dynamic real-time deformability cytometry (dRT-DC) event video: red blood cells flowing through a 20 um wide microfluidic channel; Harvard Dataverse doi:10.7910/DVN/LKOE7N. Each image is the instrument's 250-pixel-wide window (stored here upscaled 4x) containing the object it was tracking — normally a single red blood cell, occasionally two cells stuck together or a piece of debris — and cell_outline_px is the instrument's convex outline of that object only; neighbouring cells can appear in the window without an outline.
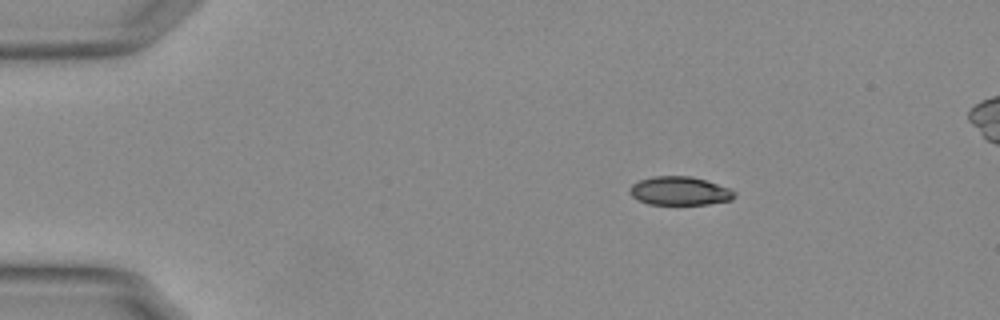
{"species": "Egyptian fruit bat (a non-hibernating species)", "species_latin": "Rousettus aegyptiacus", "temperature_condition": "warm", "stored_images_in_passage": 48, "camera_frame_rate_fps": 3000, "um_per_image_px": 0.085, "animal": {"sex": "female"}, "frame": {"image": 1, "passage_image": 1, "time_ms": 0.0, "image_size_px": [1000, 320], "cell_outline_px": [[736, 196], [732, 200], [708, 204], [648, 204], [636, 200], [628, 192], [628, 188], [632, 184], [640, 180], [652, 176], [692, 176], [732, 188], [736, 192]], "centroid_in_image_um": [57.78, 16.23], "position_along_channel_um": 27.2, "area_um2": 17.74}}
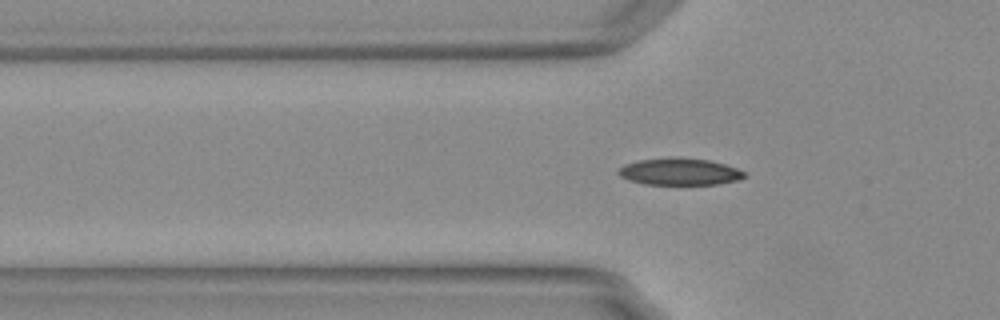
{"frame": {"image": 2, "passage_image": 10, "time_ms": 3.0, "image_size_px": [1000, 320], "cell_outline_px": [[748, 176], [740, 180], [716, 184], [644, 184], [628, 180], [620, 176], [616, 172], [624, 164], [640, 160], [676, 156], [708, 160], [724, 164], [736, 168], [744, 172]], "centroid_in_image_um": [57.76, 14.58], "position_along_channel_um": 68.0, "area_um2": 19.88}}
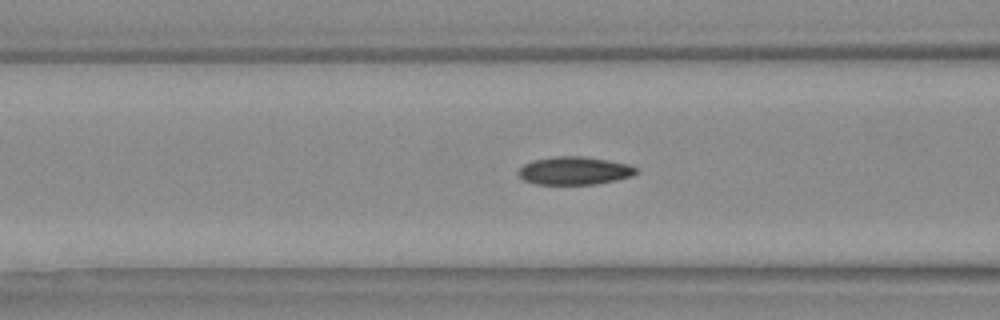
{"frame": {"image": 3, "passage_image": 14, "time_ms": 4.333, "image_size_px": [1000, 320], "cell_outline_px": [[636, 172], [632, 176], [616, 180], [596, 184], [536, 184], [524, 180], [516, 176], [516, 172], [524, 164], [532, 160], [556, 156], [584, 156], [608, 160], [628, 164], [636, 168]], "centroid_in_image_um": [48.77, 14.51], "position_along_channel_um": 117.8, "area_um2": 19.31}}